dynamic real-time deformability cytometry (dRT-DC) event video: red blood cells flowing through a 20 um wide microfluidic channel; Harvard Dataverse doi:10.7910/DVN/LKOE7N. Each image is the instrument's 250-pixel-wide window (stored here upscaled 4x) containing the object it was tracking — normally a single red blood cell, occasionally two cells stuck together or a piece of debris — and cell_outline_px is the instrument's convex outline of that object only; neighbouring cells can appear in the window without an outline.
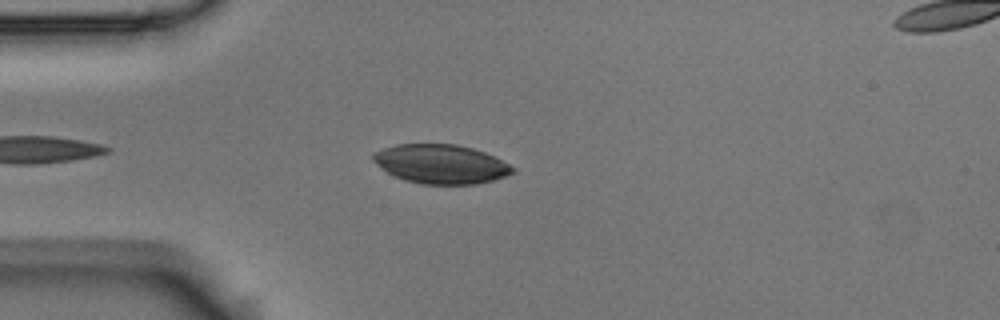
{"species": "Egyptian fruit bat (a non-hibernating species)", "species_latin": "Rousettus aegyptiacus", "temperature_condition": "room temperature", "stored_images_in_passage": 5, "segment_of_instrument_passage": [1, 2], "camera_frame_rate_fps": 3000, "um_per_image_px": 0.085, "animal": {"sex": "male"}, "frame": {"image": 1, "passage_image": 4, "time_ms": 1.0, "image_size_px": [1000, 320], "cell_outline_px": [[516, 172], [492, 180], [476, 184], [420, 184], [404, 180], [392, 176], [380, 168], [372, 160], [372, 156], [376, 152], [384, 148], [396, 144], [456, 144], [472, 148], [484, 152], [516, 168]], "centroid_in_image_um": [37.44, 13.95], "position_along_channel_um": 47.6, "area_um2": 31.79}}